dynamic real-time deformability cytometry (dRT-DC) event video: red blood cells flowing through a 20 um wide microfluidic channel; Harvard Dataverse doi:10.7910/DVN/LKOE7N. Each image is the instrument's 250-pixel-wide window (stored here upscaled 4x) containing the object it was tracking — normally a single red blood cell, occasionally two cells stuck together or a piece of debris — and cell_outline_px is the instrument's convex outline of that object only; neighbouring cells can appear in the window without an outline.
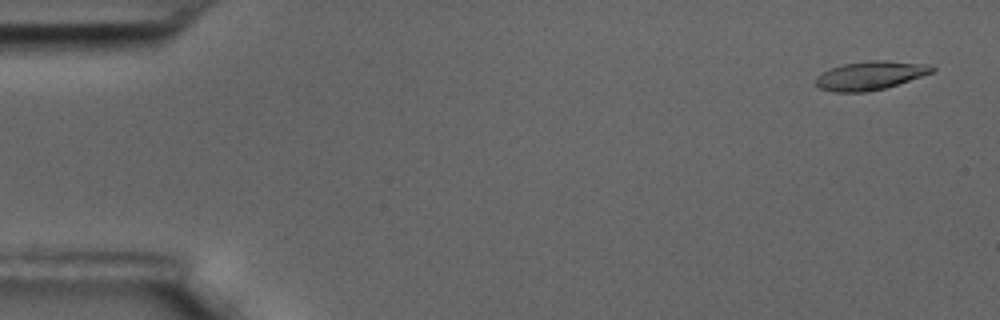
{"species": "common noctule bat (a hibernating species)", "species_latin": "Nyctalus noctula", "temperature_condition": "room temperature", "stored_images_in_passage": 58, "camera_frame_rate_fps": 3000, "um_per_image_px": 0.085, "animal": {"sex": "male", "body_mass_g": 17.5, "forearm_length_mm": 52.3}, "frame": {"image": 1, "passage_image": 3, "time_ms": 0.667, "image_size_px": [1000, 320], "cell_outline_px": [[936, 68], [932, 72], [884, 88], [868, 92], [832, 92], [820, 88], [816, 84], [816, 76], [832, 68], [844, 64], [868, 60], [880, 60], [924, 64]], "centroid_in_image_um": [73.91, 6.42], "position_along_channel_um": 11.1, "area_um2": 18.96}}
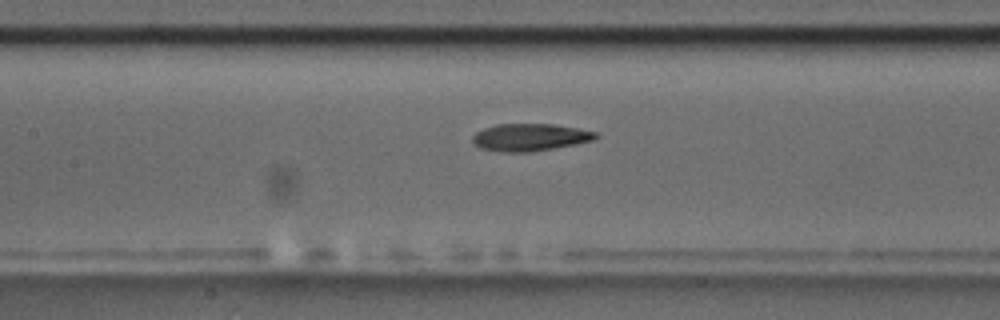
{"frame": {"image": 2, "passage_image": 27, "time_ms": 8.667, "image_size_px": [1000, 320], "cell_outline_px": [[600, 136], [592, 140], [576, 144], [528, 152], [500, 152], [480, 148], [472, 140], [472, 136], [476, 132], [484, 128], [496, 124], [552, 124], [576, 128], [596, 132]], "centroid_in_image_um": [45.02, 11.67], "position_along_channel_um": 162.4, "area_um2": 19.48}}
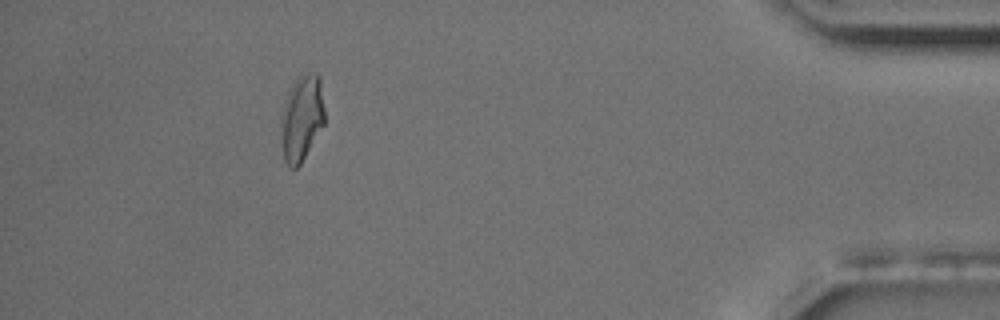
{"frame": {"image": 3, "passage_image": 53, "time_ms": 17.333, "image_size_px": [1000, 320], "cell_outline_px": [[324, 124], [300, 164], [296, 168], [292, 168], [284, 160], [280, 124], [280, 120], [284, 104], [288, 92], [296, 76], [300, 72], [316, 72], [320, 76], [324, 108]], "centroid_in_image_um": [25.65, 9.96], "position_along_channel_um": 409.6, "area_um2": 22.02}, "authors_computed_cell_mechanics": {"area_um2": 19.5942, "velocity_mm_per_s": 3.49, "shape_relaxation_time_tau1_ms": 5.1166, "shape_relaxation_time_tau2_ms": 3.9379, "deformation_change_tau1": 0.1727, "deformation_change_tau2": 0.1191}}